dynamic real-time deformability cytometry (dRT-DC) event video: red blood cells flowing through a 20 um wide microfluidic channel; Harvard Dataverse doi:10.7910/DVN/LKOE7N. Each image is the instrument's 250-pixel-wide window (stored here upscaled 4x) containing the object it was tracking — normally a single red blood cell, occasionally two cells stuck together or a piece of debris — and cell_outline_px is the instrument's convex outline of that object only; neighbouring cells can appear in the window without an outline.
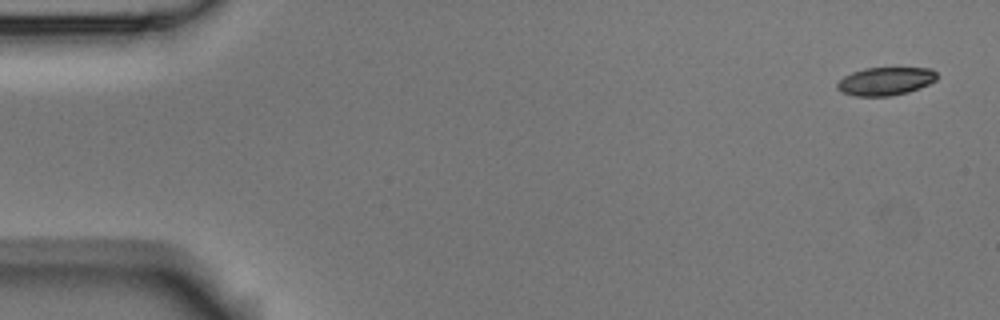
{"species": "Egyptian fruit bat (a non-hibernating species)", "species_latin": "Rousettus aegyptiacus", "temperature_condition": "room temperature", "stored_images_in_passage": 4, "camera_frame_rate_fps": 3000, "um_per_image_px": 0.085, "animal": {"sex": "male"}, "frame": {"image": 1, "passage_image": 1, "time_ms": 0.0, "image_size_px": [1000, 320], "cell_outline_px": [[936, 80], [920, 88], [908, 92], [888, 96], [856, 96], [840, 92], [836, 88], [836, 84], [844, 76], [852, 72], [864, 68], [932, 68], [936, 72]], "centroid_in_image_um": [75.24, 6.9], "position_along_channel_um": 9.8, "area_um2": 16.36}}
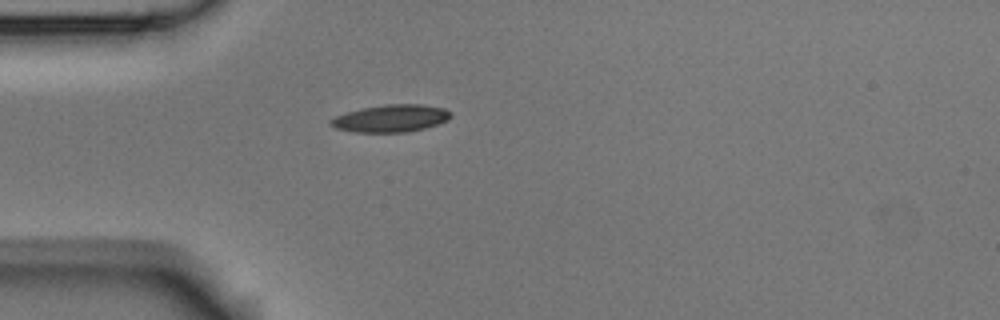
{"frame": {"image": 2, "passage_image": 4, "time_ms": 1.0, "image_size_px": [1000, 320], "cell_outline_px": [[452, 116], [448, 120], [424, 128], [408, 132], [352, 132], [336, 128], [328, 124], [328, 120], [336, 116], [348, 112], [364, 108], [384, 104], [420, 104], [444, 108], [452, 112]], "centroid_in_image_um": [33.22, 10.06], "position_along_channel_um": 51.8, "area_um2": 19.13}}